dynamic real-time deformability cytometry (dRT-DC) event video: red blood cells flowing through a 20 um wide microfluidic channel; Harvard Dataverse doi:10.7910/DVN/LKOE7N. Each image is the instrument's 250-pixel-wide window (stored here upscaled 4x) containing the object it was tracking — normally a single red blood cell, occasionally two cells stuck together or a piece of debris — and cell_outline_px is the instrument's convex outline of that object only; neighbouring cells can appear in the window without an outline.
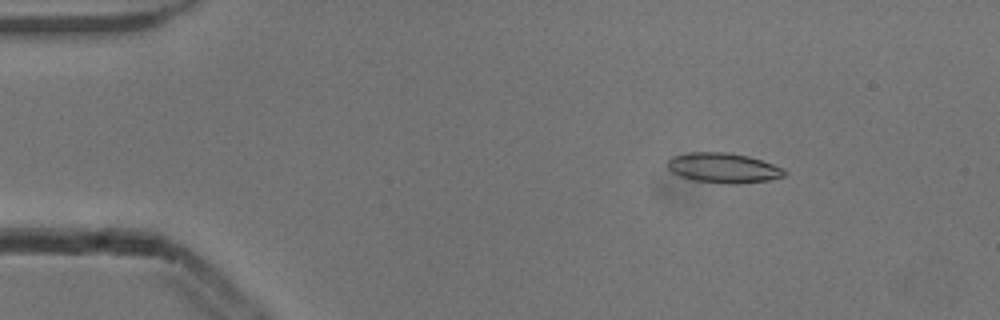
{"species": "common noctule bat (a hibernating species)", "species_latin": "Nyctalus noctula", "temperature_condition": "cold", "stored_images_in_passage": 3, "camera_frame_rate_fps": 3000, "um_per_image_px": 0.085, "animal": {"sex": "male", "body_mass_g": 13.3}, "frame": {"image": 1, "passage_image": 1, "time_ms": 0.0, "image_size_px": [1000, 320], "cell_outline_px": [[788, 172], [784, 176], [772, 180], [736, 184], [728, 184], [696, 180], [680, 176], [672, 172], [668, 168], [668, 160], [672, 156], [688, 152], [728, 152], [748, 156], [784, 168]], "centroid_in_image_um": [61.51, 14.27], "position_along_channel_um": 23.5, "area_um2": 20.46}}